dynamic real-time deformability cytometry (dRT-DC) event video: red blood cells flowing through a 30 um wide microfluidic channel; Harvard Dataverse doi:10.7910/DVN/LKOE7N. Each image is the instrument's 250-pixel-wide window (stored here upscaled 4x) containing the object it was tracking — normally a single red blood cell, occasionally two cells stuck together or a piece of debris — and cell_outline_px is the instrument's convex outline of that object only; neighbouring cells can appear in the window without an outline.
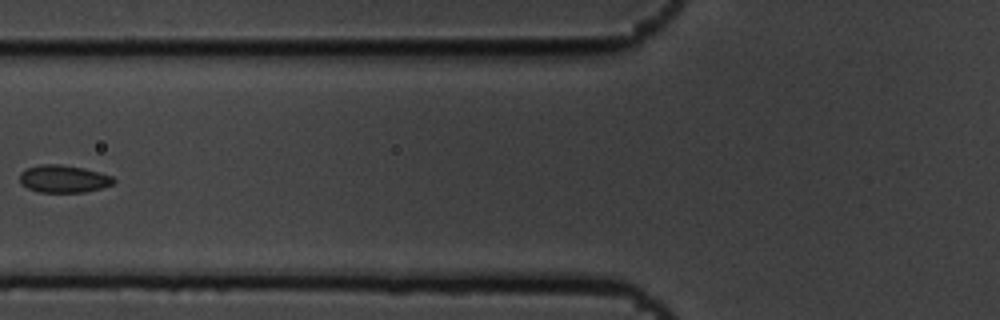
{"species": "common noctule bat (a hibernating species)", "species_latin": "Nyctalus noctula", "temperature_condition": "cold", "stored_images_in_passage": 9, "camera_frame_rate_fps": 3000, "um_per_image_px": 0.085, "animal": {"sex": "male", "body_mass_g": 19.5, "forearm_length_mm": 54.6}, "frame": {"image": 1, "passage_image": 6, "time_ms": 1.667, "image_size_px": [1000, 320], "cell_outline_px": [[116, 180], [112, 184], [100, 188], [84, 192], [40, 192], [28, 188], [20, 184], [20, 172], [28, 168], [40, 164], [60, 164], [84, 168], [100, 172], [112, 176]], "centroid_in_image_um": [5.39, 15.19], "position_along_channel_um": 120.4, "area_um2": 15.03}}
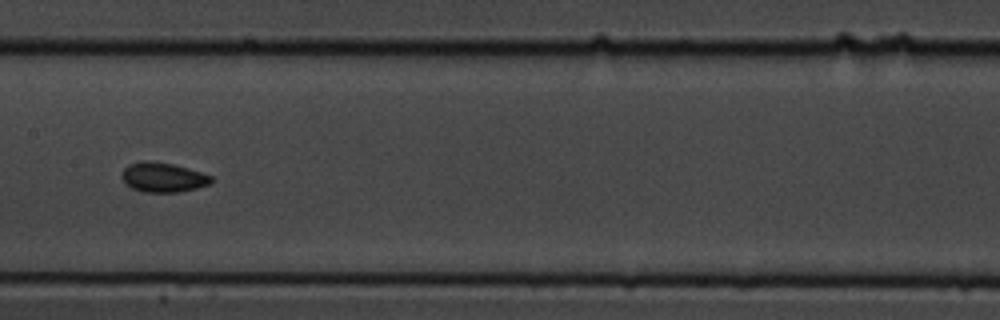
{"frame": {"image": 2, "passage_image": 8, "time_ms": 2.333, "image_size_px": [1000, 320], "cell_outline_px": [[212, 184], [180, 192], [144, 192], [132, 188], [124, 184], [120, 176], [124, 168], [128, 164], [144, 160], [148, 160], [172, 164], [200, 172], [212, 176]], "centroid_in_image_um": [13.82, 15.08], "position_along_channel_um": 193.6, "area_um2": 15.55}}
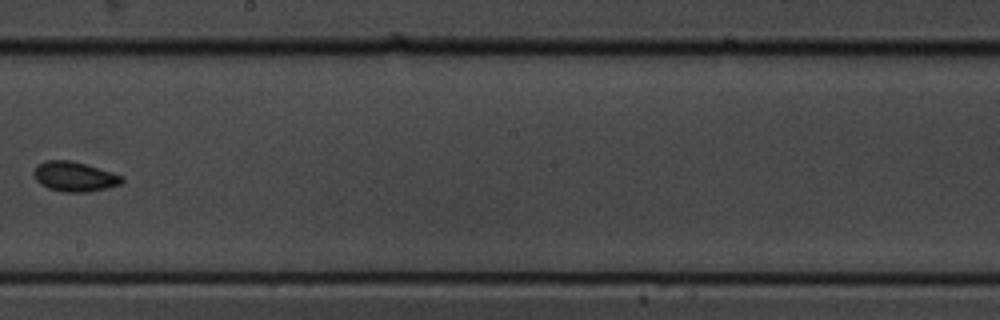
{"frame": {"image": 3, "passage_image": 9, "time_ms": 2.667, "image_size_px": [1000, 320], "cell_outline_px": [[124, 180], [120, 184], [108, 188], [88, 192], [64, 192], [48, 188], [40, 184], [36, 180], [32, 172], [36, 164], [44, 160], [72, 160], [112, 172], [124, 176]], "centroid_in_image_um": [6.31, 15.0], "position_along_channel_um": 241.9, "area_um2": 15.55}}